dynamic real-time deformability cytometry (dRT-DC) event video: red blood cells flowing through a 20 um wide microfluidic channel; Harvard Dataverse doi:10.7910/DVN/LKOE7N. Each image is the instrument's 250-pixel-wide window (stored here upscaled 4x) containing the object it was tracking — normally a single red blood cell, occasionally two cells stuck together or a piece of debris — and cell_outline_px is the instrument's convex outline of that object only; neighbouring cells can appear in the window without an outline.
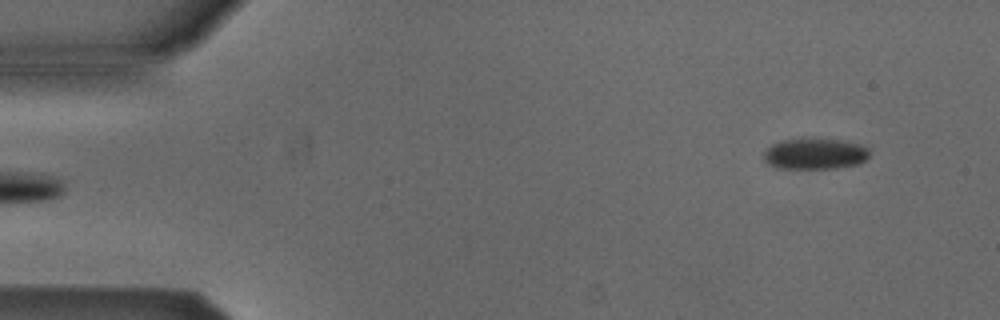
{"species": "Egyptian fruit bat (a non-hibernating species)", "species_latin": "Rousettus aegyptiacus", "temperature_condition": "cold", "stored_images_in_passage": 5, "camera_frame_rate_fps": 3000, "um_per_image_px": 0.085, "animal": {"sex": "male"}, "frame": {"image": 1, "passage_image": 5, "time_ms": 1.333, "image_size_px": [1000, 320], "cell_outline_px": [[868, 156], [860, 164], [836, 168], [776, 168], [768, 164], [764, 160], [764, 152], [772, 144], [784, 140], [840, 140], [860, 144], [868, 148]], "centroid_in_image_um": [69.27, 13.1], "position_along_channel_um": 15.7, "area_um2": 18.67}}